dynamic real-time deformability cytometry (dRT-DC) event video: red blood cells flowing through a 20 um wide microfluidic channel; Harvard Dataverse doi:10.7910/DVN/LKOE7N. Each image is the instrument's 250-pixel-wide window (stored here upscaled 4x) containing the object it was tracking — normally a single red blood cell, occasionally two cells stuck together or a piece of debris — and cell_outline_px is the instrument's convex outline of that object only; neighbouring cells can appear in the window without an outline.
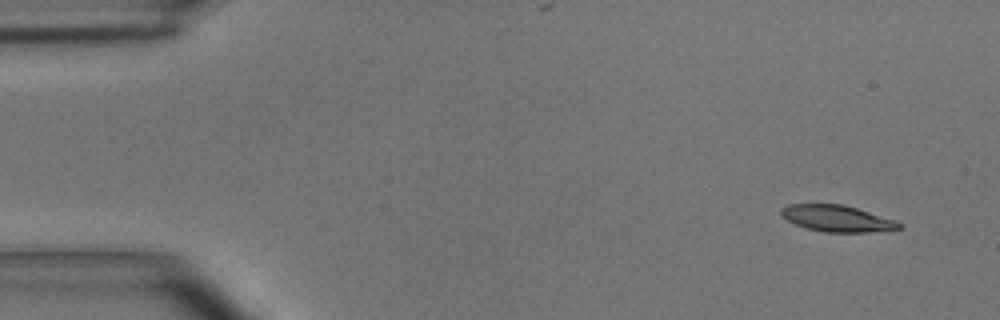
{"species": "common noctule bat (a hibernating species)", "species_latin": "Nyctalus noctula", "temperature_condition": "room temperature", "stored_images_in_passage": 4, "camera_frame_rate_fps": 3000, "um_per_image_px": 0.085, "animal": {"sex": "male", "body_mass_g": 15.6}, "frame": {"image": 1, "passage_image": 1, "time_ms": 0.0, "image_size_px": [1000, 320], "cell_outline_px": [[904, 228], [868, 232], [824, 232], [804, 228], [788, 220], [780, 212], [780, 208], [788, 204], [844, 204], [896, 220], [904, 224]], "centroid_in_image_um": [71.18, 18.57], "position_along_channel_um": 13.8, "area_um2": 18.26}}